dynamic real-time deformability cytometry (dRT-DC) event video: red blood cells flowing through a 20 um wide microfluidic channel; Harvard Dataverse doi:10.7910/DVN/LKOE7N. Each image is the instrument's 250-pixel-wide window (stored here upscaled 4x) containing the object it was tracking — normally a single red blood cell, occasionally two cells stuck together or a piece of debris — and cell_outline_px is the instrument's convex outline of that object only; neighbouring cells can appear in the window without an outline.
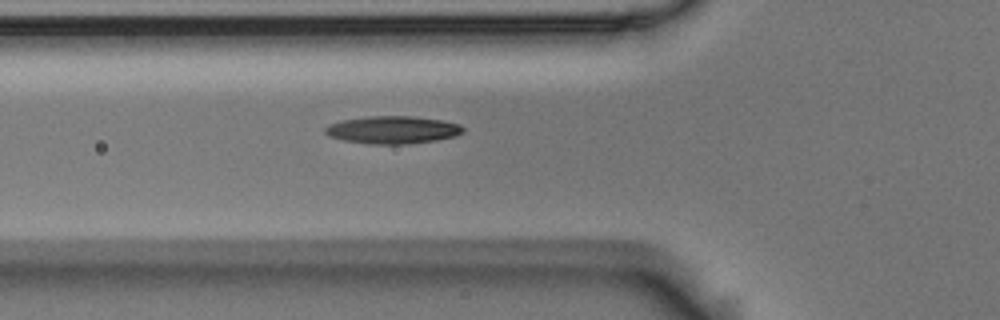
{"species": "Egyptian fruit bat (a non-hibernating species)", "species_latin": "Rousettus aegyptiacus", "temperature_condition": "room temperature", "stored_images_in_passage": 6, "camera_frame_rate_fps": 3000, "um_per_image_px": 0.085, "animal": {"sex": "male"}, "frame": {"image": 1, "passage_image": 6, "time_ms": 1.667, "image_size_px": [1000, 320], "cell_outline_px": [[464, 132], [456, 136], [436, 140], [408, 144], [368, 144], [344, 140], [328, 136], [324, 132], [324, 128], [340, 120], [368, 116], [412, 116], [440, 120], [460, 124], [464, 128]], "centroid_in_image_um": [33.38, 11.04], "position_along_channel_um": 92.4, "area_um2": 22.25}}